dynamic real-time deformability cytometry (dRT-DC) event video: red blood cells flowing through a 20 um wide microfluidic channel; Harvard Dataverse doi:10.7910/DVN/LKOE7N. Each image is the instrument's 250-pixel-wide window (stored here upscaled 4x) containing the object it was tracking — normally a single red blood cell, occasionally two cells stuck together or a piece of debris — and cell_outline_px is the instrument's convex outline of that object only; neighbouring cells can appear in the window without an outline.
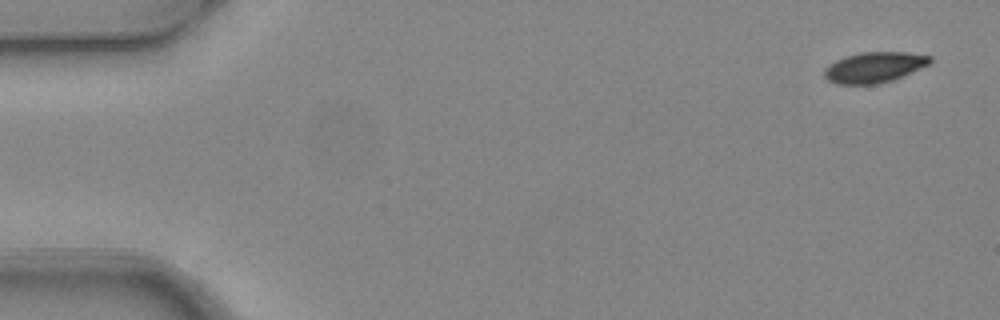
{"species": "common noctule bat (a hibernating species)", "species_latin": "Nyctalus noctula", "temperature_condition": "warm", "stored_images_in_passage": 5, "camera_frame_rate_fps": 3000, "um_per_image_px": 0.085, "animal": {"sex": "female", "body_mass_g": 24.6, "forearm_length_mm": 56.2}, "frame": {"image": 1, "passage_image": 1, "time_ms": 0.0, "image_size_px": [1000, 320], "cell_outline_px": [[932, 60], [928, 64], [920, 68], [892, 80], [880, 84], [836, 84], [828, 80], [824, 76], [824, 68], [828, 64], [844, 56], [860, 52], [908, 52], [932, 56]], "centroid_in_image_um": [74.28, 5.71], "position_along_channel_um": 10.7, "area_um2": 18.9}}
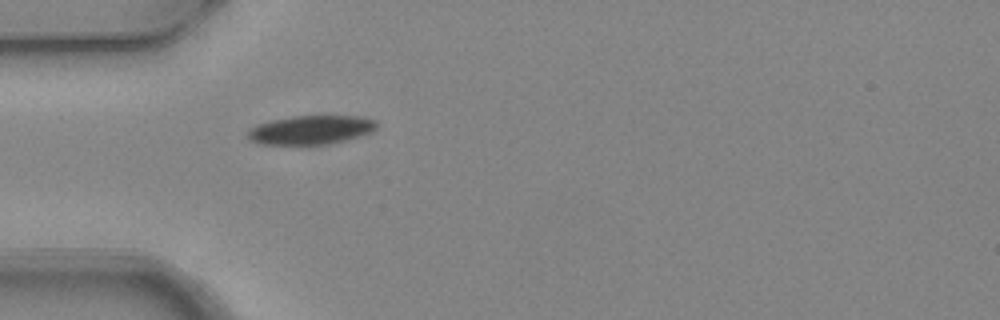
{"frame": {"image": 2, "passage_image": 5, "time_ms": 1.333, "image_size_px": [1000, 320], "cell_outline_px": [[376, 128], [368, 132], [344, 140], [328, 144], [260, 144], [248, 140], [248, 132], [256, 124], [272, 120], [292, 116], [356, 116], [376, 120]], "centroid_in_image_um": [26.36, 11.03], "position_along_channel_um": 58.6, "area_um2": 21.33}}